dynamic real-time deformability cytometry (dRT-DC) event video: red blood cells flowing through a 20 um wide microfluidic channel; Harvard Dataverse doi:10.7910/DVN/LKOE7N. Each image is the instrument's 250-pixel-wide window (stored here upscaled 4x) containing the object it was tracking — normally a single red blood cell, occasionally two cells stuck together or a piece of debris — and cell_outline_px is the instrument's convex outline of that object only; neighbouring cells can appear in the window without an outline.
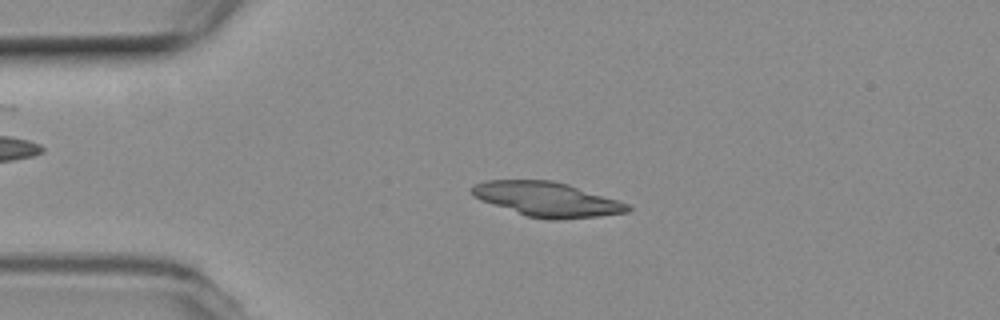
{"species": "common noctule bat (a hibernating species)", "species_latin": "Nyctalus noctula", "temperature_condition": "room temperature", "stored_images_in_passage": 52, "camera_frame_rate_fps": 3000, "um_per_image_px": 0.085, "animal": {"sex": "female", "body_mass_g": 19.3, "forearm_length_mm": 54.1}, "frame": {"image": 1, "passage_image": 10, "time_ms": 3.0, "image_size_px": [1000, 320], "cell_outline_px": [[632, 208], [628, 212], [596, 216], [560, 220], [548, 220], [524, 216], [480, 200], [472, 196], [472, 188], [476, 184], [484, 180], [552, 180], [568, 184], [628, 204]], "centroid_in_image_um": [46.45, 16.95], "position_along_channel_um": 38.6, "area_um2": 31.27}}